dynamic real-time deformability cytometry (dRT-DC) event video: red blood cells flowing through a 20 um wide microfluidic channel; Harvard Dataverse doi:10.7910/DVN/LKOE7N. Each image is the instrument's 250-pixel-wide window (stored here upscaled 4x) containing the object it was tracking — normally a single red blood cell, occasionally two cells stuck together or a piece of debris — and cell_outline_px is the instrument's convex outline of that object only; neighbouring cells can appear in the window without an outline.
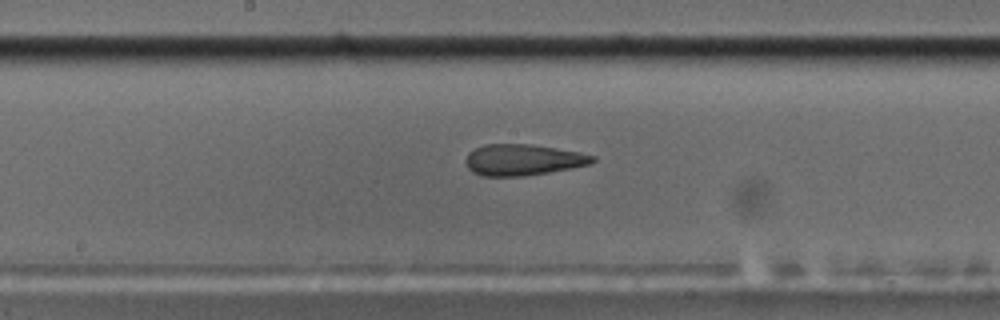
{"species": "common noctule bat (a hibernating species)", "species_latin": "Nyctalus noctula", "temperature_condition": "cold", "stored_images_in_passage": 57, "camera_frame_rate_fps": 3000, "um_per_image_px": 0.085, "animal": {"sex": "male", "body_mass_g": 17.5, "forearm_length_mm": 52.3}, "frame": {"image": 1, "passage_image": 30, "time_ms": 9.667, "image_size_px": [1000, 320], "cell_outline_px": [[596, 160], [592, 164], [572, 168], [524, 176], [484, 176], [472, 172], [468, 168], [464, 160], [468, 152], [484, 144], [532, 144], [580, 152], [596, 156]], "centroid_in_image_um": [44.46, 13.58], "position_along_channel_um": 203.7, "area_um2": 23.24}}
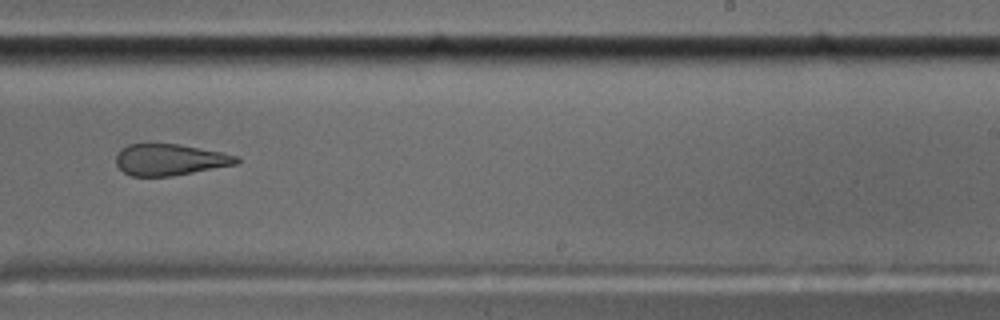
{"frame": {"image": 2, "passage_image": 36, "time_ms": 11.667, "image_size_px": [1000, 320], "cell_outline_px": [[240, 160], [236, 164], [172, 176], [132, 176], [124, 172], [116, 164], [116, 152], [120, 148], [128, 144], [180, 144], [240, 156]], "centroid_in_image_um": [14.41, 13.57], "position_along_channel_um": 274.6, "area_um2": 22.02}}
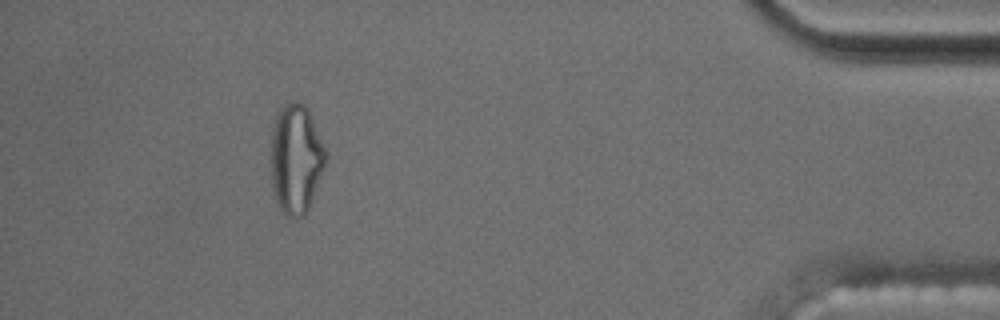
{"frame": {"image": 3, "passage_image": 52, "time_ms": 17.0, "image_size_px": [1000, 320], "cell_outline_px": [[328, 156], [308, 208], [304, 216], [288, 216], [276, 204], [272, 188], [272, 128], [276, 112], [288, 100], [296, 100], [304, 104], [308, 108], [312, 116], [328, 152]], "centroid_in_image_um": [25.16, 13.42], "position_along_channel_um": 410.0, "area_um2": 35.14}, "authors_computed_cell_mechanics": {"area_um2": 24.0448, "velocity_mm_per_s": 3.5498, "shape_relaxation_time_tau1_ms": null, "shape_relaxation_time_tau2_ms": 2.6269, "deformation_change_tau1": null, "deformation_change_tau2": 0.1166}}